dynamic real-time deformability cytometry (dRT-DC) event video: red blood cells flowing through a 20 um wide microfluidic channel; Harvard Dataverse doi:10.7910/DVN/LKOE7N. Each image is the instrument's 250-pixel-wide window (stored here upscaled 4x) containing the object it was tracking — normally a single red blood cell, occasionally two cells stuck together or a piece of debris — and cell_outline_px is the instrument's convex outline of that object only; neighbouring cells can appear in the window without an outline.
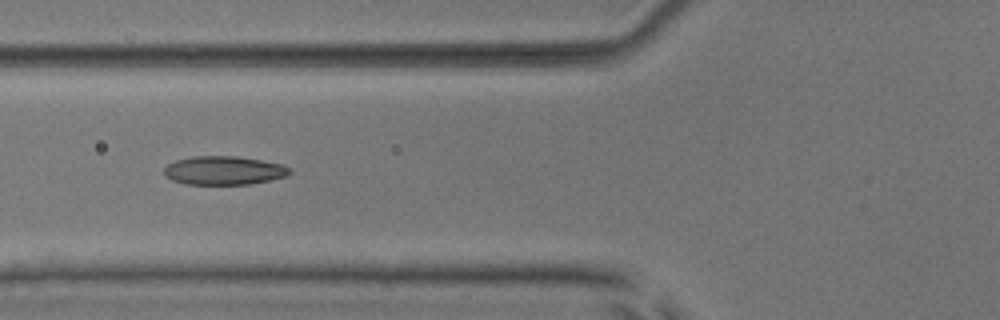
{"species": "common noctule bat (a hibernating species)", "species_latin": "Nyctalus noctula", "temperature_condition": "room temperature", "stored_images_in_passage": 23, "camera_frame_rate_fps": 3000, "um_per_image_px": 0.085, "animal": {"sex": "male", "body_mass_g": 17.9, "forearm_length_mm": 54.2}, "frame": {"image": 1, "passage_image": 4, "time_ms": 1.0, "image_size_px": [1000, 320], "cell_outline_px": [[292, 172], [288, 176], [248, 184], [184, 184], [172, 180], [164, 176], [164, 168], [168, 164], [176, 160], [192, 156], [236, 156], [260, 160], [280, 164], [292, 168]], "centroid_in_image_um": [19.02, 14.49], "position_along_channel_um": 106.8, "area_um2": 20.98}}
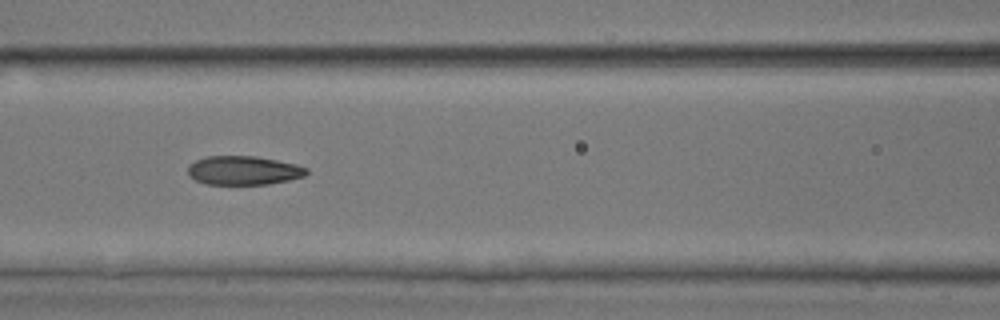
{"frame": {"image": 2, "passage_image": 7, "time_ms": 2.0, "image_size_px": [1000, 320], "cell_outline_px": [[308, 172], [304, 176], [288, 180], [268, 184], [204, 184], [188, 176], [188, 164], [204, 156], [256, 156], [296, 164], [308, 168]], "centroid_in_image_um": [20.67, 14.48], "position_along_channel_um": 145.9, "area_um2": 20.06}}
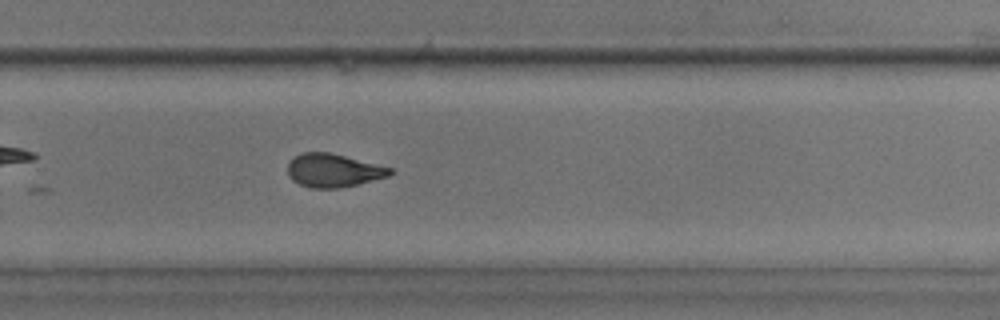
{"frame": {"image": 3, "passage_image": 19, "time_ms": 6.0, "image_size_px": [1000, 320], "cell_outline_px": [[392, 172], [388, 176], [340, 188], [308, 188], [292, 180], [288, 176], [288, 164], [296, 156], [304, 152], [328, 152], [392, 168]], "centroid_in_image_um": [28.3, 14.5], "position_along_channel_um": 301.5, "area_um2": 19.54}}